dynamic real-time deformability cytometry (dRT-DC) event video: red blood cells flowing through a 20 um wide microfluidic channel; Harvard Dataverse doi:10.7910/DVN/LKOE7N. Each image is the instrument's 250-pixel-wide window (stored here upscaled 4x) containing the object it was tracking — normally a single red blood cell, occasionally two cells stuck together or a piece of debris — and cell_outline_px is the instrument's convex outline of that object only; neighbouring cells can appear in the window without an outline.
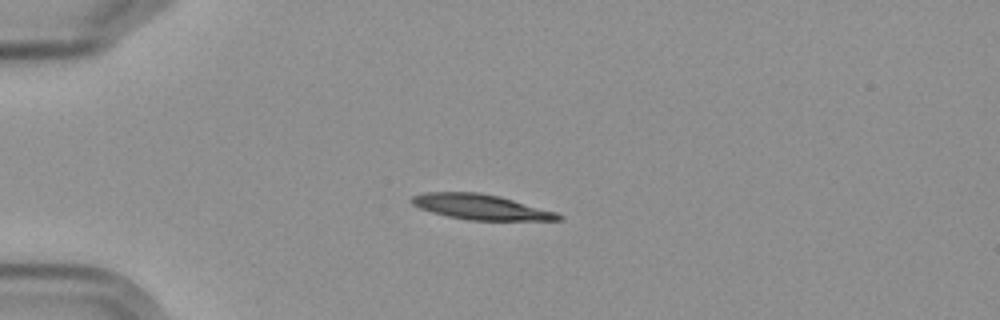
{"species": "Egyptian fruit bat (a non-hibernating species)", "species_latin": "Rousettus aegyptiacus", "temperature_condition": "cold", "stored_images_in_passage": 10, "camera_frame_rate_fps": 3000, "um_per_image_px": 0.085, "frame": {"image": 1, "passage_image": 4, "time_ms": 3.333, "image_size_px": [1000, 320], "cell_outline_px": [[564, 220], [468, 220], [448, 216], [432, 212], [420, 208], [412, 204], [408, 200], [412, 196], [424, 192], [480, 192], [500, 196], [556, 212], [564, 216]], "centroid_in_image_um": [40.86, 17.58], "position_along_channel_um": 44.1, "area_um2": 21.62}}
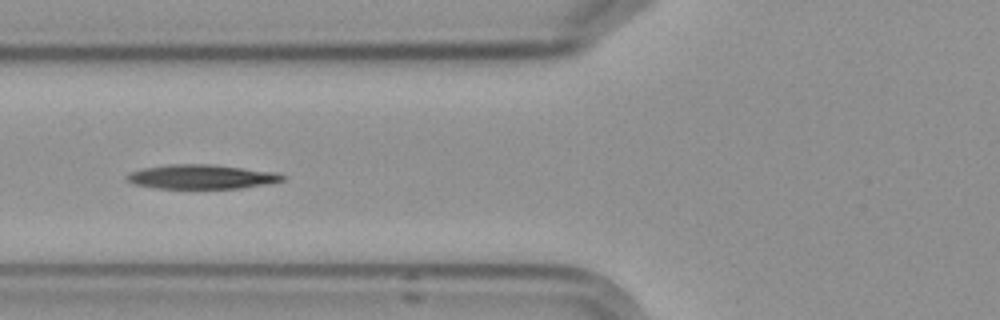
{"frame": {"image": 2, "passage_image": 6, "time_ms": 6.0, "image_size_px": [1000, 320], "cell_outline_px": [[284, 180], [264, 184], [240, 188], [156, 188], [132, 184], [124, 176], [132, 172], [144, 168], [168, 164], [208, 164], [276, 172], [284, 176]], "centroid_in_image_um": [17.08, 15.02], "position_along_channel_um": 108.7, "area_um2": 21.73}}
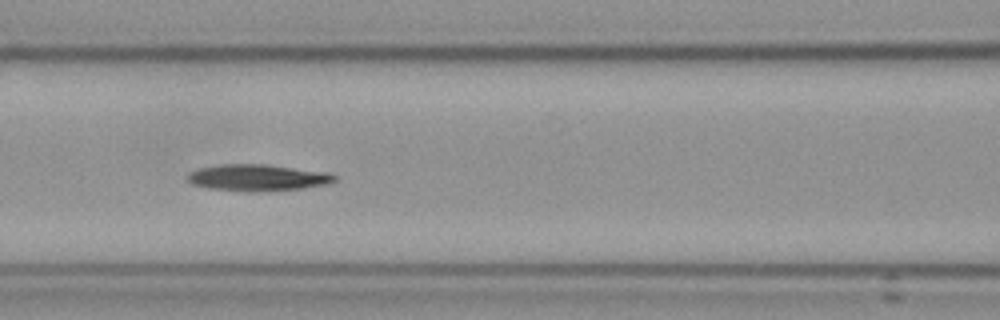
{"frame": {"image": 3, "passage_image": 7, "time_ms": 7.0, "image_size_px": [1000, 320], "cell_outline_px": [[336, 180], [324, 184], [304, 188], [252, 192], [248, 192], [208, 188], [192, 184], [188, 180], [188, 172], [200, 168], [220, 164], [264, 164], [328, 172], [336, 176]], "centroid_in_image_um": [21.87, 15.1], "position_along_channel_um": 144.7, "area_um2": 22.66}}